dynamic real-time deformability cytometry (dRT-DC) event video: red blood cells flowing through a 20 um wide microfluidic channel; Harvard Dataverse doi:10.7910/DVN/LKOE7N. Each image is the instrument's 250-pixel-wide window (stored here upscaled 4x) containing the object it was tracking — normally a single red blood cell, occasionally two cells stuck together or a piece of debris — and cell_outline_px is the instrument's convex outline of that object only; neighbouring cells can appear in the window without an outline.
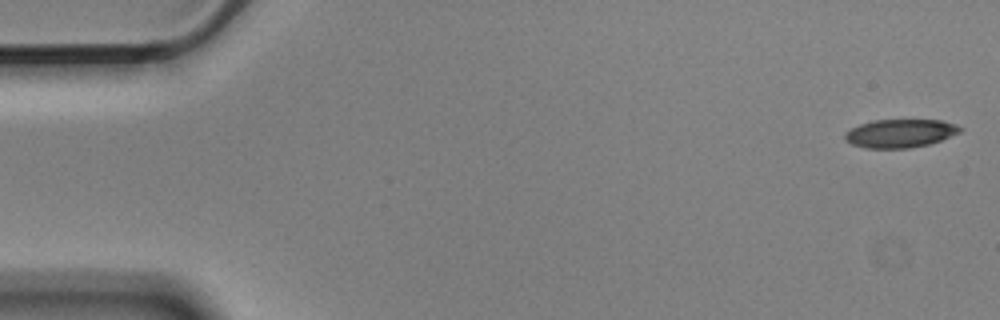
{"species": "Egyptian fruit bat (a non-hibernating species)", "species_latin": "Rousettus aegyptiacus", "temperature_condition": "cold", "stored_images_in_passage": 5, "camera_frame_rate_fps": 3000, "um_per_image_px": 0.085, "animal": {"sex": "male"}, "frame": {"image": 1, "passage_image": 1, "time_ms": 0.0, "image_size_px": [1000, 320], "cell_outline_px": [[960, 132], [940, 140], [928, 144], [912, 148], [864, 148], [852, 144], [844, 140], [844, 132], [860, 124], [872, 120], [940, 120], [956, 124], [960, 128]], "centroid_in_image_um": [76.46, 11.34], "position_along_channel_um": 8.5, "area_um2": 18.96}}
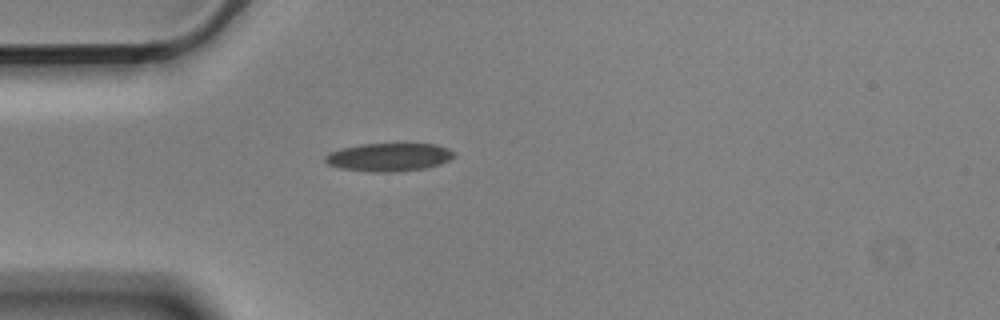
{"frame": {"image": 2, "passage_image": 5, "time_ms": 1.333, "image_size_px": [1000, 320], "cell_outline_px": [[456, 156], [440, 164], [428, 168], [396, 172], [372, 172], [340, 168], [328, 164], [324, 160], [324, 156], [328, 152], [340, 148], [360, 144], [436, 144], [448, 148], [456, 152]], "centroid_in_image_um": [33.06, 13.36], "position_along_channel_um": 51.9, "area_um2": 21.44}}